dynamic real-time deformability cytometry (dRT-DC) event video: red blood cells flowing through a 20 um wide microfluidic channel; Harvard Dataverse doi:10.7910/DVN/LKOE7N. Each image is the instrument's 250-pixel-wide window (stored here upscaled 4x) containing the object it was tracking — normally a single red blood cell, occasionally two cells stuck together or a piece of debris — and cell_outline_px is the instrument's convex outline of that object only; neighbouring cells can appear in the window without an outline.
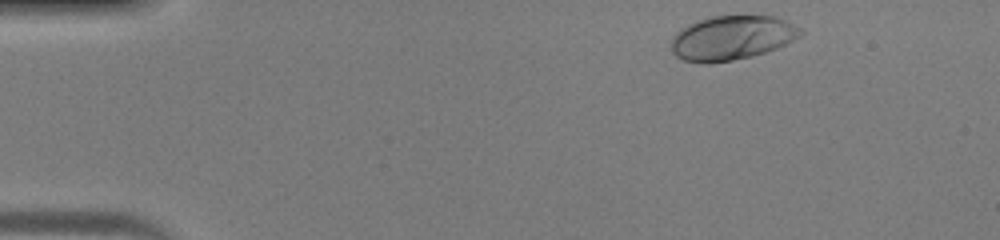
{"species": "human", "species_latin": "Homo sapiens", "temperature_condition": "warm", "stored_images_in_passage": 36, "camera_frame_rate_fps": 3000, "um_per_image_px": 0.085, "donor": {"sex": "male"}, "frame": {"image": 1, "passage_image": 1, "time_ms": 0.0, "image_size_px": [1000, 240], "cell_outline_px": [[804, 32], [800, 36], [776, 48], [752, 56], [732, 60], [708, 64], [704, 64], [684, 60], [676, 56], [672, 52], [672, 36], [680, 28], [696, 20], [712, 16], [772, 16], [784, 20], [800, 28]], "centroid_in_image_um": [62.16, 3.22], "position_along_channel_um": 22.8, "area_um2": 33.29}}
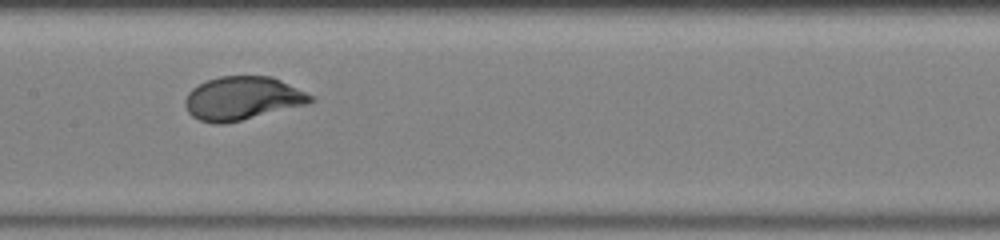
{"frame": {"image": 2, "passage_image": 18, "time_ms": 5.667, "image_size_px": [1000, 240], "cell_outline_px": [[316, 100], [312, 104], [224, 124], [216, 124], [200, 120], [192, 116], [188, 112], [184, 104], [184, 100], [188, 92], [192, 88], [208, 80], [220, 76], [272, 76], [316, 96]], "centroid_in_image_um": [20.67, 8.36], "position_along_channel_um": 186.7, "area_um2": 32.19}}
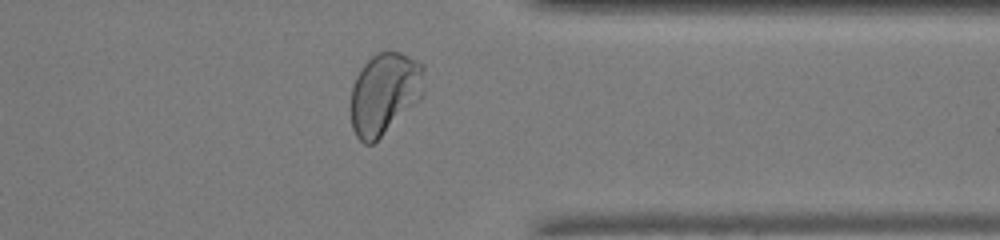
{"frame": {"image": 3, "passage_image": 31, "time_ms": 10.0, "image_size_px": [1000, 240], "cell_outline_px": [[424, 96], [420, 100], [372, 144], [364, 144], [356, 136], [352, 128], [352, 88], [356, 76], [360, 68], [376, 52], [400, 52], [424, 64]], "centroid_in_image_um": [32.71, 7.93], "position_along_channel_um": 378.7, "area_um2": 34.91}}